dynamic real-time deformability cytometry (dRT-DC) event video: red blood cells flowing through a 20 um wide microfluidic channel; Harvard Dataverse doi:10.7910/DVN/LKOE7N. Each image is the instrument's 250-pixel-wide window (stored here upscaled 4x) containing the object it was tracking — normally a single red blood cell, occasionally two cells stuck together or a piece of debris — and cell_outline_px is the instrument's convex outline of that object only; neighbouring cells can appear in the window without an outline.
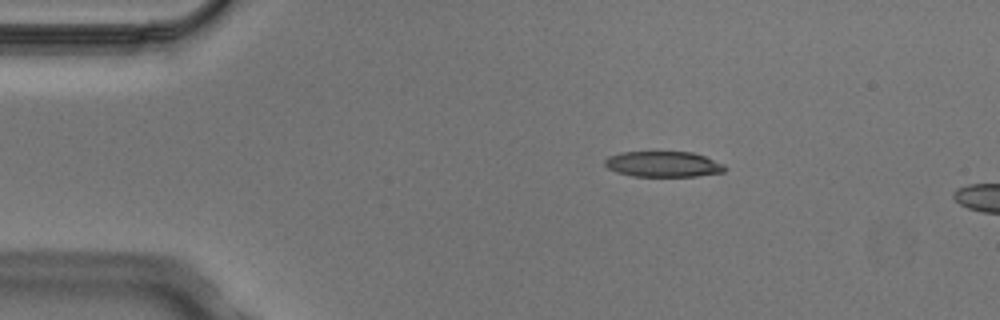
{"species": "Egyptian fruit bat (a non-hibernating species)", "species_latin": "Rousettus aegyptiacus", "temperature_condition": "cold", "stored_images_in_passage": 8, "camera_frame_rate_fps": 3000, "um_per_image_px": 0.085, "animal": {"sex": "male"}, "frame": {"image": 1, "passage_image": 1, "time_ms": 0.0, "image_size_px": [1000, 320], "cell_outline_px": [[728, 168], [724, 172], [696, 176], [632, 176], [616, 172], [608, 168], [604, 164], [604, 160], [608, 156], [620, 152], [692, 152], [704, 156], [724, 164]], "centroid_in_image_um": [56.37, 13.95], "position_along_channel_um": 28.6, "area_um2": 17.98}}
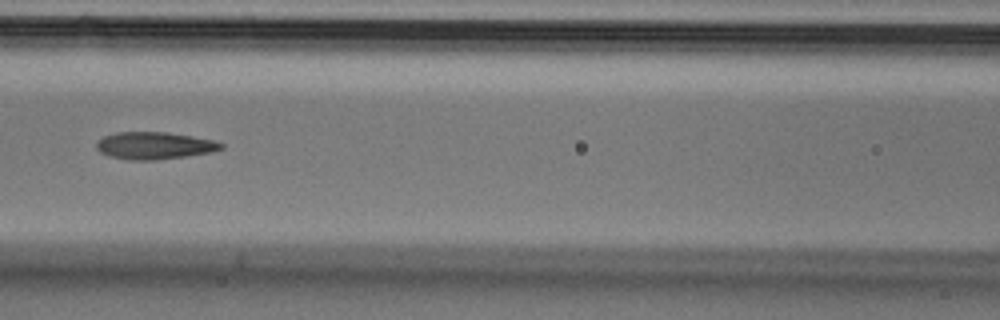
{"frame": {"image": 2, "passage_image": 5, "time_ms": 1.333, "image_size_px": [1000, 320], "cell_outline_px": [[224, 148], [212, 152], [156, 160], [128, 160], [108, 156], [100, 152], [96, 148], [96, 144], [104, 136], [116, 132], [168, 132], [216, 140], [224, 144]], "centroid_in_image_um": [13.14, 12.37], "position_along_channel_um": 153.5, "area_um2": 19.88}}
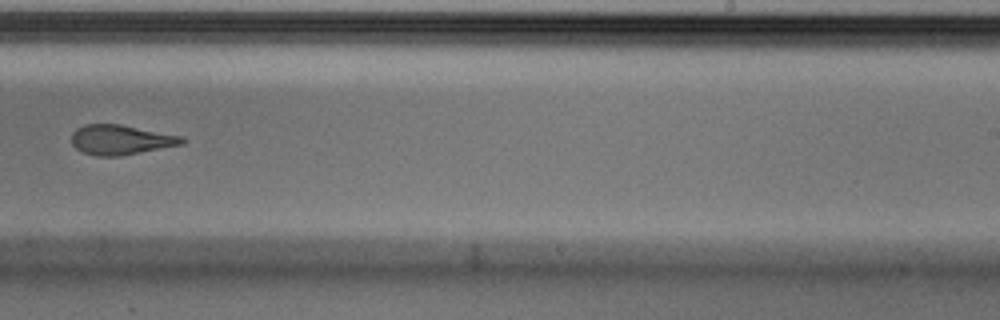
{"frame": {"image": 3, "passage_image": 8, "time_ms": 2.333, "image_size_px": [1000, 320], "cell_outline_px": [[188, 140], [184, 144], [120, 156], [96, 156], [84, 152], [76, 148], [72, 144], [72, 132], [76, 128], [84, 124], [120, 124], [184, 136]], "centroid_in_image_um": [10.3, 11.87], "position_along_channel_um": 278.7, "area_um2": 19.36}}